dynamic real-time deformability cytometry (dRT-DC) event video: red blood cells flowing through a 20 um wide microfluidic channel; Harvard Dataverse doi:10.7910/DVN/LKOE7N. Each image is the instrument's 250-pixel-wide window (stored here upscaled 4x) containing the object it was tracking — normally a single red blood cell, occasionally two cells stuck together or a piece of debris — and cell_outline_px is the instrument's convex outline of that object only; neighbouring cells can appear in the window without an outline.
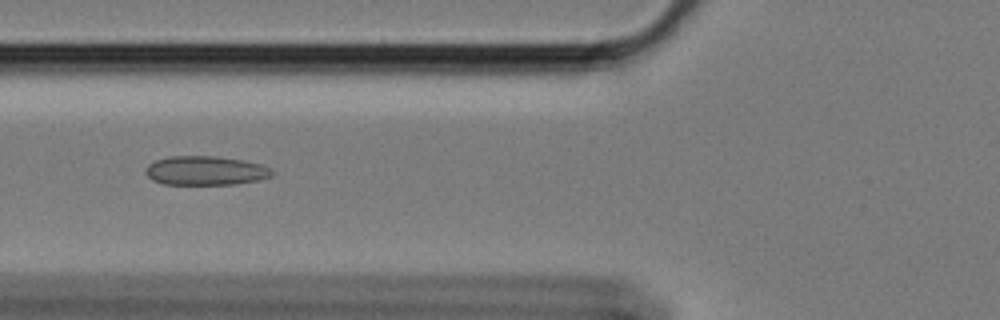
{"species": "Egyptian fruit bat (a non-hibernating species)", "species_latin": "Rousettus aegyptiacus", "temperature_condition": "cold", "stored_images_in_passage": 58, "camera_frame_rate_fps": 3000, "um_per_image_px": 0.085, "animal": {"sex": "female"}, "frame": {"image": 1, "passage_image": 22, "time_ms": 7.0, "image_size_px": [1000, 320], "cell_outline_px": [[276, 172], [272, 176], [260, 180], [236, 184], [164, 184], [152, 180], [144, 172], [144, 168], [148, 164], [156, 160], [168, 156], [216, 156], [244, 160], [260, 164], [272, 168]], "centroid_in_image_um": [17.49, 14.5], "position_along_channel_um": 108.3, "area_um2": 21.73}}
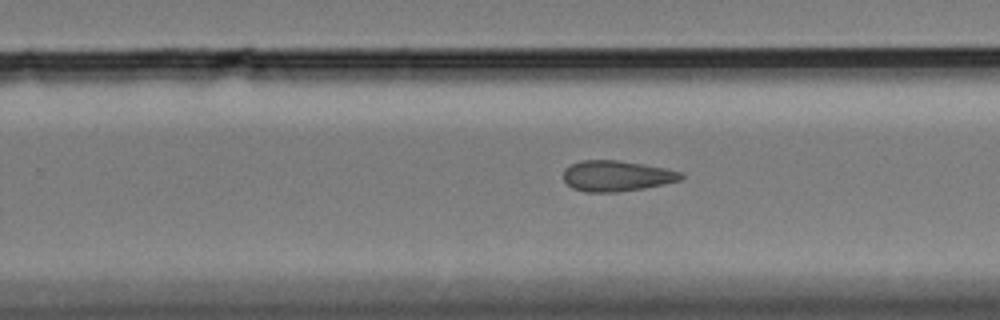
{"frame": {"image": 2, "passage_image": 37, "time_ms": 12.0, "image_size_px": [1000, 320], "cell_outline_px": [[684, 176], [680, 180], [664, 184], [644, 188], [616, 192], [584, 192], [572, 188], [564, 180], [564, 168], [580, 160], [616, 160], [664, 168], [680, 172]], "centroid_in_image_um": [52.37, 14.96], "position_along_channel_um": 277.4, "area_um2": 20.87}}
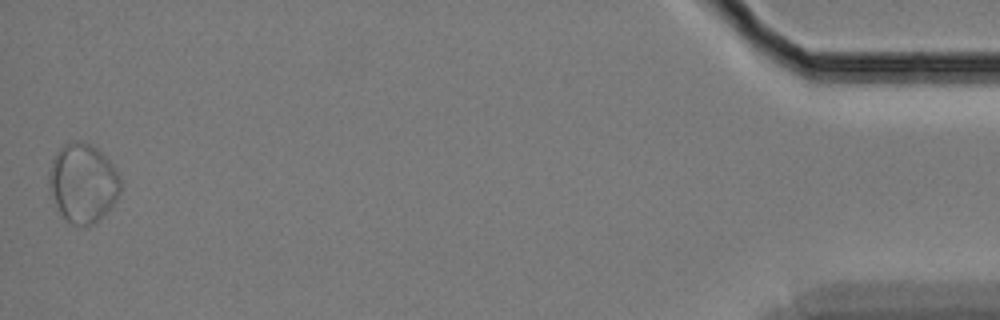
{"frame": {"image": 3, "passage_image": 58, "time_ms": 19.0, "image_size_px": [1000, 320], "cell_outline_px": [[120, 192], [108, 212], [88, 228], [72, 224], [60, 212], [48, 188], [48, 172], [52, 160], [56, 152], [64, 144], [80, 140], [96, 148], [112, 164], [120, 180]], "centroid_in_image_um": [7.03, 15.58], "position_along_channel_um": 428.2, "area_um2": 32.77}, "authors_computed_cell_mechanics": {"area_um2": 23.409, "velocity_mm_per_s": 3.387, "shape_relaxation_time_tau1_ms": null, "shape_relaxation_time_tau2_ms": 3.5379, "deformation_change_tau1": null, "deformation_change_tau2": 0.1042}}